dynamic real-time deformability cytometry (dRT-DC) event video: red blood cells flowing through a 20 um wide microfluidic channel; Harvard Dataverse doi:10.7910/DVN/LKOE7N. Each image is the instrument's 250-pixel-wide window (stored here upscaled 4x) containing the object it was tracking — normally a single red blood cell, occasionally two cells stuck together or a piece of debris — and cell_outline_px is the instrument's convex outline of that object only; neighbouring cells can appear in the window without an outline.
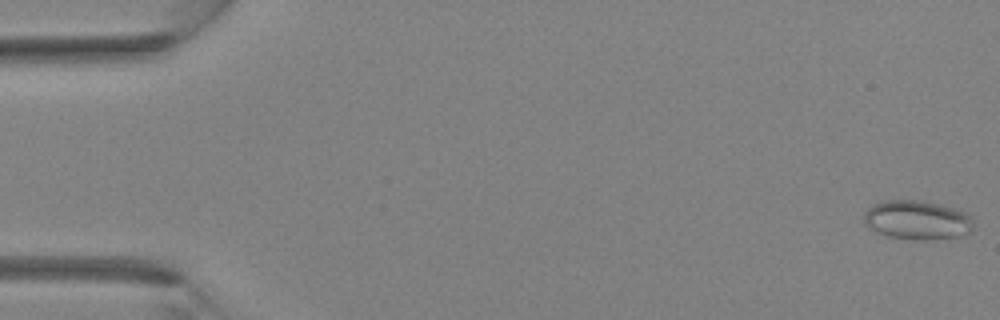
{"species": "Egyptian fruit bat (a non-hibernating species)", "species_latin": "Rousettus aegyptiacus", "temperature_condition": "room temperature", "stored_images_in_passage": 38, "camera_frame_rate_fps": 3000, "um_per_image_px": 0.085, "animal": {"sex": "female"}, "frame": {"image": 1, "passage_image": 1, "time_ms": 0.0, "image_size_px": [1000, 320], "cell_outline_px": [[972, 232], [960, 236], [932, 240], [916, 240], [888, 236], [876, 232], [864, 224], [864, 212], [872, 204], [884, 200], [920, 200], [940, 204], [968, 212], [972, 216]], "centroid_in_image_um": [77.97, 18.7], "position_along_channel_um": 7.0, "area_um2": 25.37}}
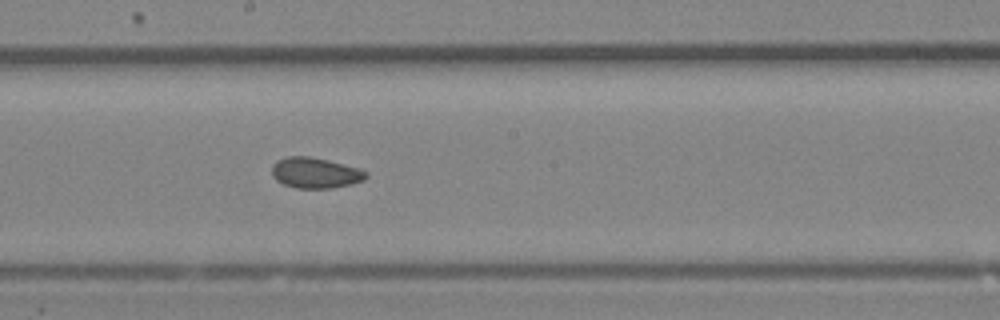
{"frame": {"image": 2, "passage_image": 21, "time_ms": 6.667, "image_size_px": [1000, 320], "cell_outline_px": [[368, 176], [364, 180], [352, 184], [332, 188], [296, 188], [284, 184], [276, 180], [272, 176], [272, 164], [276, 160], [288, 156], [308, 156], [328, 160], [360, 168], [368, 172]], "centroid_in_image_um": [26.81, 14.69], "position_along_channel_um": 221.4, "area_um2": 16.99}}
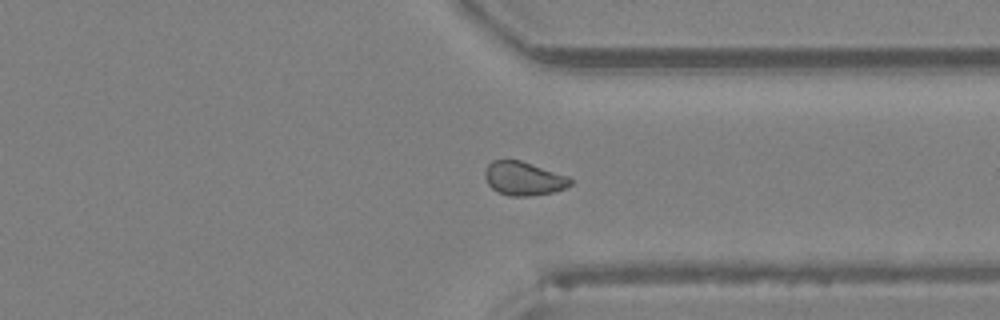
{"frame": {"image": 3, "passage_image": 29, "time_ms": 9.333, "image_size_px": [1000, 320], "cell_outline_px": [[572, 184], [564, 188], [552, 192], [528, 196], [512, 196], [496, 192], [488, 184], [484, 176], [484, 172], [488, 164], [492, 160], [520, 160], [568, 176], [572, 180]], "centroid_in_image_um": [44.48, 15.17], "position_along_channel_um": 366.9, "area_um2": 16.7}}